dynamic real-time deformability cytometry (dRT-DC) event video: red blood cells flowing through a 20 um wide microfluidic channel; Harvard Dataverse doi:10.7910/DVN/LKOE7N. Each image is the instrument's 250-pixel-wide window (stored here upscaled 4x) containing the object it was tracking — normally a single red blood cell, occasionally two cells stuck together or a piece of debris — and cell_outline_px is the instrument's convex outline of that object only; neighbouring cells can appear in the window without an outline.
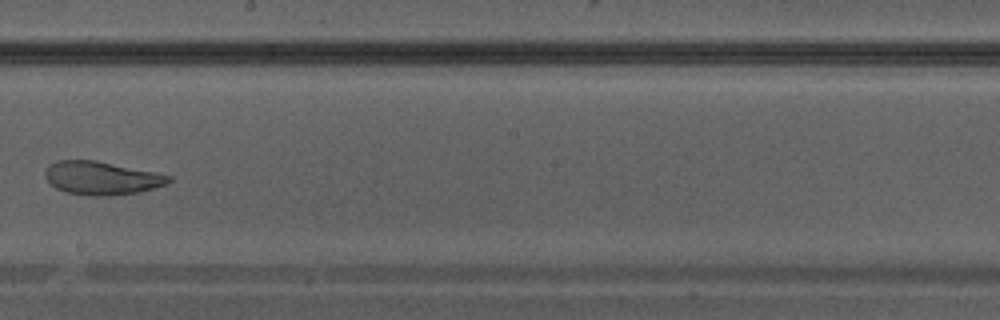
{"species": "Egyptian fruit bat (a non-hibernating species)", "species_latin": "Rousettus aegyptiacus", "temperature_condition": "warm", "stored_images_in_passage": 41, "camera_frame_rate_fps": 3000, "um_per_image_px": 0.085, "animal": {"sex": "male"}, "frame": {"image": 1, "passage_image": 24, "time_ms": 7.667, "image_size_px": [1000, 320], "cell_outline_px": [[172, 180], [164, 184], [140, 192], [108, 196], [92, 196], [64, 192], [56, 188], [44, 176], [44, 172], [48, 164], [56, 160], [96, 160], [156, 172], [172, 176]], "centroid_in_image_um": [8.6, 15.13], "position_along_channel_um": 239.6, "area_um2": 24.1}}